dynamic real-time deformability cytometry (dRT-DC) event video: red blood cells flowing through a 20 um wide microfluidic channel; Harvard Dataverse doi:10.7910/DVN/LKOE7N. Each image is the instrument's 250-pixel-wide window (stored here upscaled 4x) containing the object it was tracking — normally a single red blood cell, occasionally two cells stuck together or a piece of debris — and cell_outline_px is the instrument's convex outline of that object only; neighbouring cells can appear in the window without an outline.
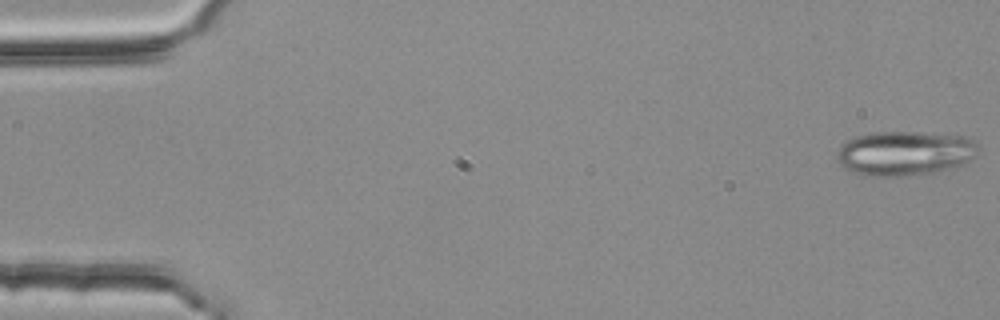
{"species": "common noctule bat (a hibernating species)", "species_latin": "Nyctalus noctula", "temperature_condition": "room temperature", "stored_images_in_passage": 54, "segment_of_instrument_passage": [1, 2], "camera_frame_rate_fps": 3000, "um_per_image_px": 0.085, "animal": {"sex": "female", "body_mass_g": 25.1}, "frame": {"image": 1, "passage_image": 1, "time_ms": 0.0, "image_size_px": [1000, 320], "cell_outline_px": [[980, 152], [976, 156], [960, 164], [940, 172], [904, 176], [864, 176], [844, 168], [840, 164], [836, 156], [836, 152], [840, 144], [844, 140], [856, 136], [872, 132], [916, 132], [964, 136], [972, 140], [980, 148]], "centroid_in_image_um": [76.87, 13.02], "position_along_channel_um": 8.1, "area_um2": 37.05}}